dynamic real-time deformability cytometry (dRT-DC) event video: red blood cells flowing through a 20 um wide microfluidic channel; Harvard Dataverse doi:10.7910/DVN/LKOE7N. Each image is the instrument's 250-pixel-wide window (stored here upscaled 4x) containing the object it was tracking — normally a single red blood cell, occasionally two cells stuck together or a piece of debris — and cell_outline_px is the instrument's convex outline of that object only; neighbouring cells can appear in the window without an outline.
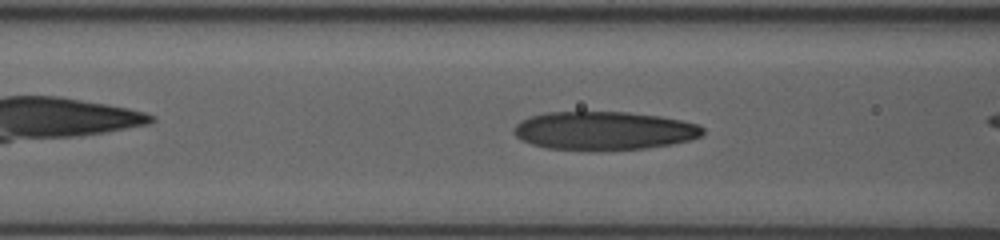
{"species": "human", "species_latin": "Homo sapiens", "temperature_condition": "room temperature", "stored_images_in_passage": 32, "camera_frame_rate_fps": 3000, "um_per_image_px": 0.085, "donor": {"sex": "female"}, "frame": {"image": 1, "passage_image": 11, "time_ms": 3.333, "image_size_px": [1000, 240], "cell_outline_px": [[704, 132], [700, 136], [692, 140], [672, 144], [644, 148], [592, 152], [544, 148], [520, 140], [512, 132], [512, 128], [520, 120], [528, 116], [544, 112], [628, 112], [660, 116], [680, 120], [696, 124], [704, 128]], "centroid_in_image_um": [51.27, 11.13], "position_along_channel_um": 115.3, "area_um2": 43.18}}
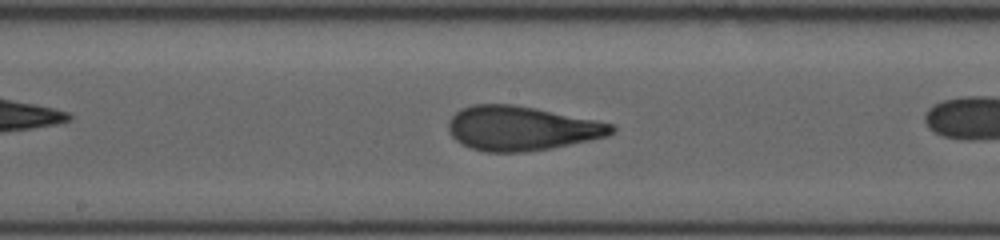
{"frame": {"image": 2, "passage_image": 18, "time_ms": 5.667, "image_size_px": [1000, 240], "cell_outline_px": [[616, 128], [608, 136], [552, 148], [524, 152], [484, 152], [460, 144], [448, 132], [448, 120], [460, 108], [472, 104], [512, 104], [536, 108], [596, 120], [612, 124]], "centroid_in_image_um": [44.28, 10.9], "position_along_channel_um": 203.9, "area_um2": 42.31}}
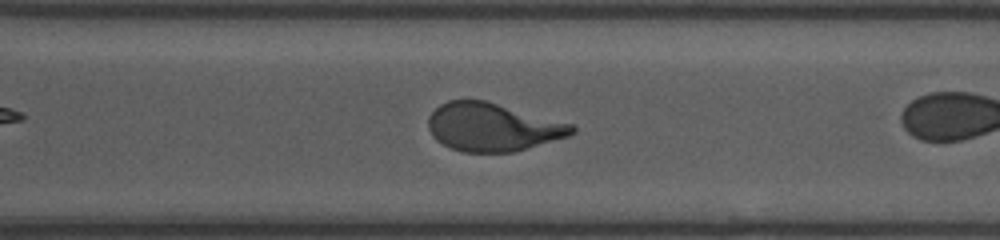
{"frame": {"image": 3, "passage_image": 28, "time_ms": 9.0, "image_size_px": [1000, 240], "cell_outline_px": [[576, 132], [568, 136], [512, 152], [464, 152], [452, 148], [436, 140], [432, 136], [428, 128], [428, 116], [440, 104], [448, 100], [484, 100], [572, 124], [576, 128]], "centroid_in_image_um": [41.84, 10.8], "position_along_channel_um": 328.8, "area_um2": 39.88}}